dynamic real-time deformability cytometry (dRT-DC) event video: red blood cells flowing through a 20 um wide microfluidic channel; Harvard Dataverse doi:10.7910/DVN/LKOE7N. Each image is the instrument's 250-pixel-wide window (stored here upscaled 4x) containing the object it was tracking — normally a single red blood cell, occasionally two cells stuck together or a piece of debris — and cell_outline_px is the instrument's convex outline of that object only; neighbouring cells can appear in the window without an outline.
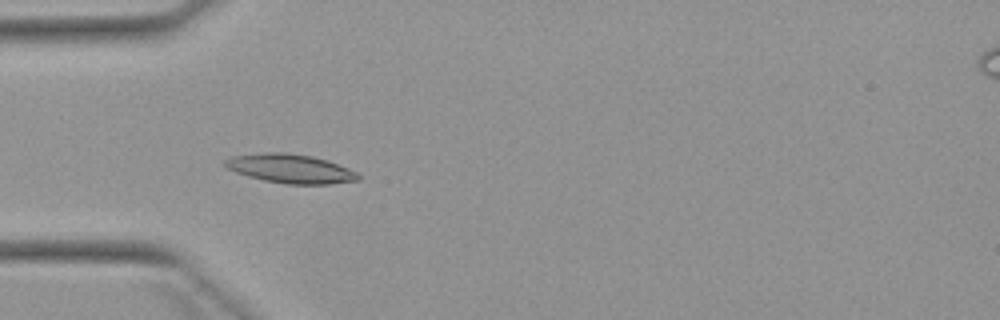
{"species": "Egyptian fruit bat (a non-hibernating species)", "species_latin": "Rousettus aegyptiacus", "temperature_condition": "warm", "stored_images_in_passage": 8, "camera_frame_rate_fps": 3000, "um_per_image_px": 0.085, "animal": {"sex": "female"}, "frame": {"image": 1, "passage_image": 5, "time_ms": 4.667, "image_size_px": [1000, 320], "cell_outline_px": [[360, 180], [332, 184], [288, 184], [264, 180], [248, 176], [236, 172], [220, 164], [224, 160], [232, 156], [264, 152], [284, 152], [312, 156], [328, 160], [348, 168], [356, 172], [360, 176]], "centroid_in_image_um": [24.68, 14.33], "position_along_channel_um": 60.3, "area_um2": 22.6}}
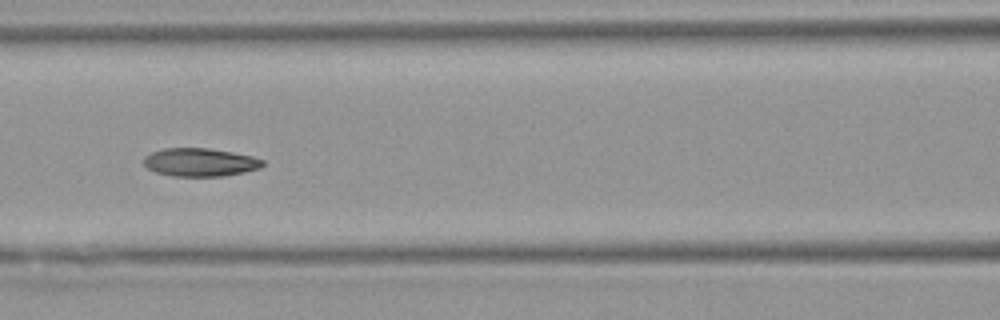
{"frame": {"image": 2, "passage_image": 7, "time_ms": 7.0, "image_size_px": [1000, 320], "cell_outline_px": [[264, 164], [260, 168], [244, 172], [224, 176], [172, 176], [156, 172], [148, 168], [144, 164], [144, 156], [152, 152], [164, 148], [208, 148], [232, 152], [252, 156], [264, 160]], "centroid_in_image_um": [17.01, 13.79], "position_along_channel_um": 149.6, "area_um2": 19.54}}
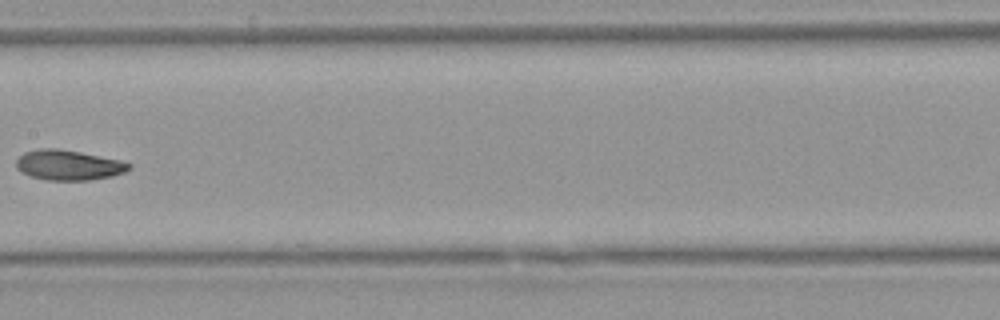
{"frame": {"image": 3, "passage_image": 8, "time_ms": 8.333, "image_size_px": [1000, 320], "cell_outline_px": [[132, 168], [124, 172], [112, 176], [88, 180], [44, 180], [32, 176], [16, 168], [16, 160], [24, 152], [40, 148], [56, 148], [80, 152], [120, 160], [132, 164]], "centroid_in_image_um": [5.83, 14.03], "position_along_channel_um": 201.6, "area_um2": 19.71}}